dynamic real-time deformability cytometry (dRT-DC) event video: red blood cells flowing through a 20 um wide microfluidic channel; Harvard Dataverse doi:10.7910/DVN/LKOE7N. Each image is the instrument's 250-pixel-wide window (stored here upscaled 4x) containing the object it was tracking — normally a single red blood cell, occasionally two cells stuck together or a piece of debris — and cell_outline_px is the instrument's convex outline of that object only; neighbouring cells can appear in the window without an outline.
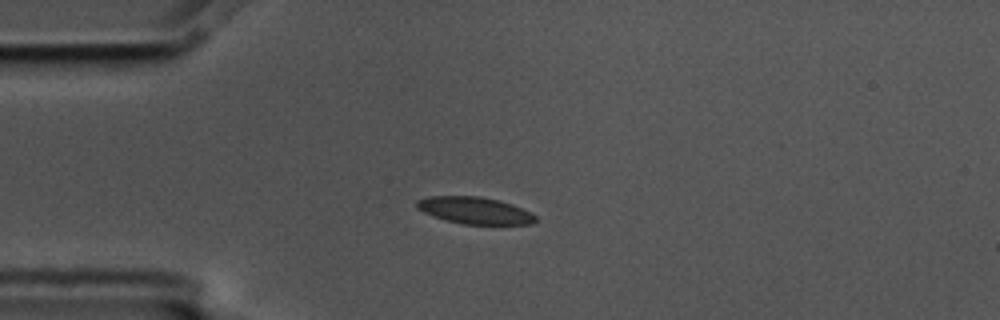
{"species": "common noctule bat (a hibernating species)", "species_latin": "Nyctalus noctula", "temperature_condition": "cold", "stored_images_in_passage": 3, "camera_frame_rate_fps": 3000, "um_per_image_px": 0.085, "animal": {"sex": "male", "body_mass_g": 17.5, "forearm_length_mm": 52.3}, "frame": {"image": 1, "passage_image": 1, "time_ms": 0.0, "image_size_px": [1000, 320], "cell_outline_px": [[536, 220], [532, 224], [464, 224], [448, 220], [424, 212], [416, 208], [416, 200], [428, 196], [480, 196], [500, 200], [512, 204], [536, 216]], "centroid_in_image_um": [40.34, 17.87], "position_along_channel_um": 44.7, "area_um2": 18.38}}
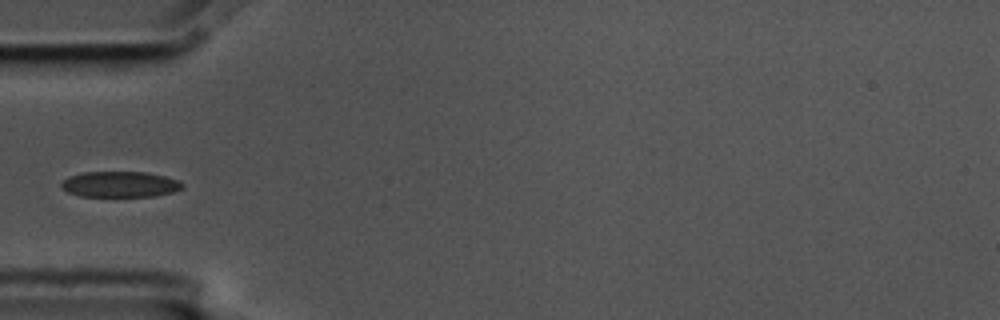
{"frame": {"image": 2, "passage_image": 2, "time_ms": 0.333, "image_size_px": [1000, 320], "cell_outline_px": [[184, 188], [172, 192], [156, 196], [80, 196], [68, 192], [60, 188], [60, 184], [68, 176], [84, 172], [148, 172], [180, 180], [184, 184]], "centroid_in_image_um": [10.21, 15.66], "position_along_channel_um": 74.8, "area_um2": 18.32}}